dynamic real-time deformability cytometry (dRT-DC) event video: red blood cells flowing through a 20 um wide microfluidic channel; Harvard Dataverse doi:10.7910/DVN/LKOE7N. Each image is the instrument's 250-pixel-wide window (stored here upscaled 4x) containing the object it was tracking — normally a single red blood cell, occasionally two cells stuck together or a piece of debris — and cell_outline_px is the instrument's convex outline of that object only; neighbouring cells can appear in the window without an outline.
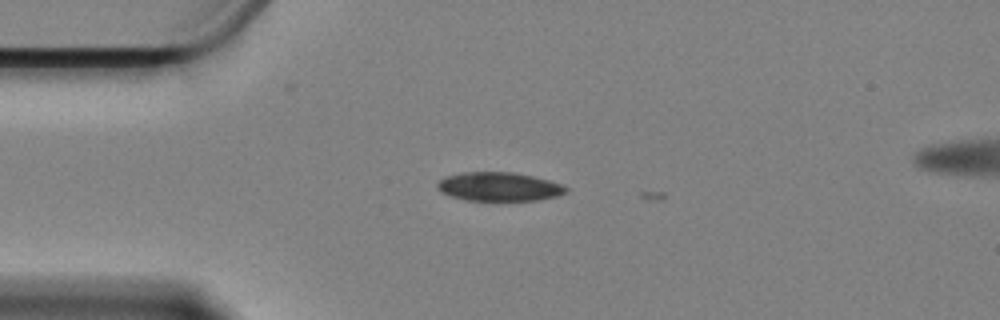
{"species": "Egyptian fruit bat (a non-hibernating species)", "species_latin": "Rousettus aegyptiacus", "temperature_condition": "cold", "stored_images_in_passage": 3, "camera_frame_rate_fps": 3000, "um_per_image_px": 0.085, "animal": {"sex": "female"}, "frame": {"image": 1, "passage_image": 1, "time_ms": 0.0, "image_size_px": [1000, 320], "cell_outline_px": [[568, 192], [556, 196], [536, 200], [468, 200], [452, 196], [440, 192], [436, 188], [436, 184], [440, 180], [448, 176], [464, 172], [512, 172], [532, 176], [564, 184], [568, 188]], "centroid_in_image_um": [42.43, 15.86], "position_along_channel_um": 42.6, "area_um2": 21.44}}